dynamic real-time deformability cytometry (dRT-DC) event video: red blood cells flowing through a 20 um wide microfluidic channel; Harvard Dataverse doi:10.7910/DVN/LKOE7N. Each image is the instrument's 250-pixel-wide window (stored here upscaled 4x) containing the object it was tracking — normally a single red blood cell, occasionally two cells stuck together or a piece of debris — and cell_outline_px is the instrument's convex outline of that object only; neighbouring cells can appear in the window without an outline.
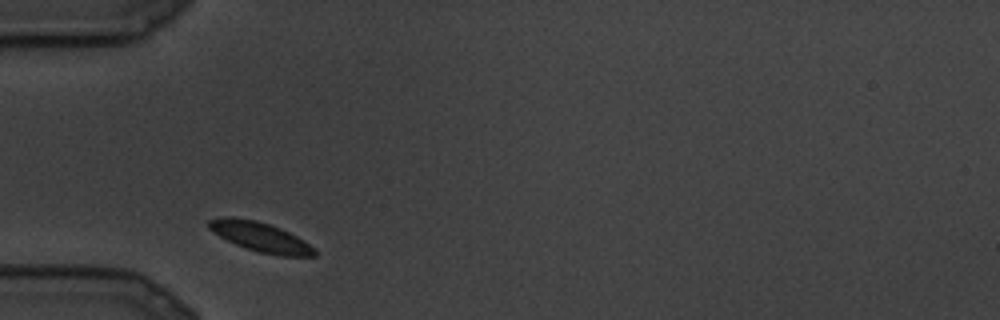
{"species": "common noctule bat (a hibernating species)", "species_latin": "Nyctalus noctula", "temperature_condition": "cold", "stored_images_in_passage": 13, "camera_frame_rate_fps": 3000, "um_per_image_px": 0.085, "animal": {"sex": "male", "body_mass_g": 19.5, "forearm_length_mm": 54.6}, "frame": {"image": 1, "passage_image": 1, "time_ms": 0.0, "image_size_px": [1000, 320], "cell_outline_px": [[316, 256], [280, 256], [260, 252], [236, 244], [220, 236], [208, 228], [208, 220], [220, 216], [232, 216], [256, 220], [280, 228], [304, 240], [316, 248]], "centroid_in_image_um": [22.14, 20.12], "position_along_channel_um": 62.9, "area_um2": 18.15}}
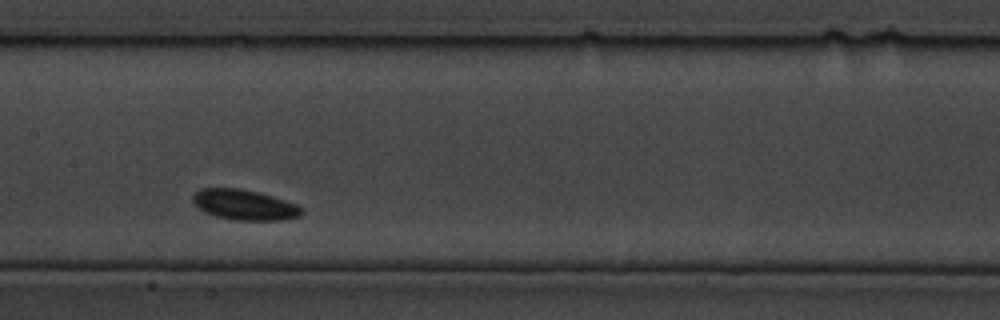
{"frame": {"image": 2, "passage_image": 6, "time_ms": 1.667, "image_size_px": [1000, 320], "cell_outline_px": [[304, 212], [300, 216], [280, 220], [232, 220], [216, 216], [204, 212], [192, 200], [192, 196], [200, 188], [240, 188], [272, 196], [296, 204]], "centroid_in_image_um": [20.76, 17.41], "position_along_channel_um": 186.6, "area_um2": 19.07}}
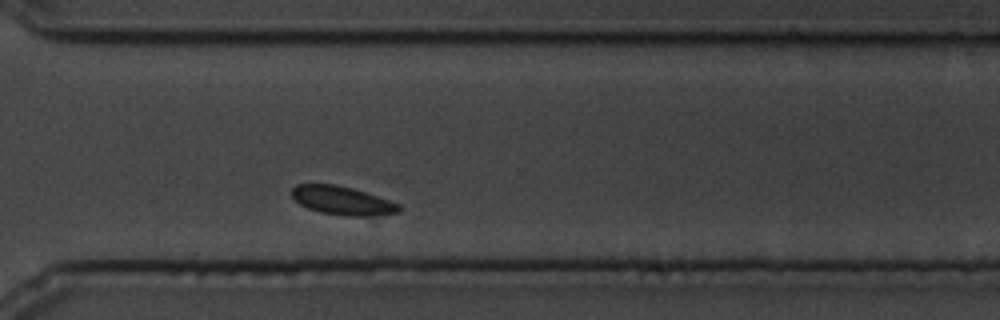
{"frame": {"image": 3, "passage_image": 13, "time_ms": 4.0, "image_size_px": [1000, 320], "cell_outline_px": [[404, 208], [400, 212], [364, 216], [348, 216], [320, 212], [308, 208], [300, 204], [292, 196], [292, 188], [296, 184], [336, 184], [352, 188], [400, 204]], "centroid_in_image_um": [29.1, 17.04], "position_along_channel_um": 341.5, "area_um2": 17.69}}